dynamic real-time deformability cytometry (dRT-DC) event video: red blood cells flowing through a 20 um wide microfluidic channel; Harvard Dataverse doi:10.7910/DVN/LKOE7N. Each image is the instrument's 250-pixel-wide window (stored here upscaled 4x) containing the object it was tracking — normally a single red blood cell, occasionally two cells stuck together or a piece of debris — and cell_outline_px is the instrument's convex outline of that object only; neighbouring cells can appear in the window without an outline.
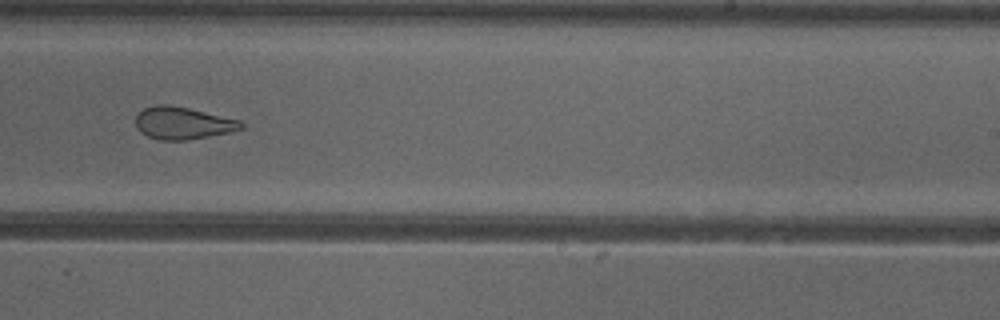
{"species": "common noctule bat (a hibernating species)", "species_latin": "Nyctalus noctula", "temperature_condition": "cold", "stored_images_in_passage": 47, "camera_frame_rate_fps": 3000, "um_per_image_px": 0.085, "animal": {"sex": "female"}, "frame": {"image": 1, "passage_image": 27, "time_ms": 8.667, "image_size_px": [1000, 320], "cell_outline_px": [[244, 128], [228, 132], [188, 140], [160, 140], [148, 136], [140, 132], [136, 128], [136, 116], [144, 108], [152, 104], [168, 104], [188, 108], [240, 120], [244, 124]], "centroid_in_image_um": [15.51, 10.46], "position_along_channel_um": 273.5, "area_um2": 19.83}}